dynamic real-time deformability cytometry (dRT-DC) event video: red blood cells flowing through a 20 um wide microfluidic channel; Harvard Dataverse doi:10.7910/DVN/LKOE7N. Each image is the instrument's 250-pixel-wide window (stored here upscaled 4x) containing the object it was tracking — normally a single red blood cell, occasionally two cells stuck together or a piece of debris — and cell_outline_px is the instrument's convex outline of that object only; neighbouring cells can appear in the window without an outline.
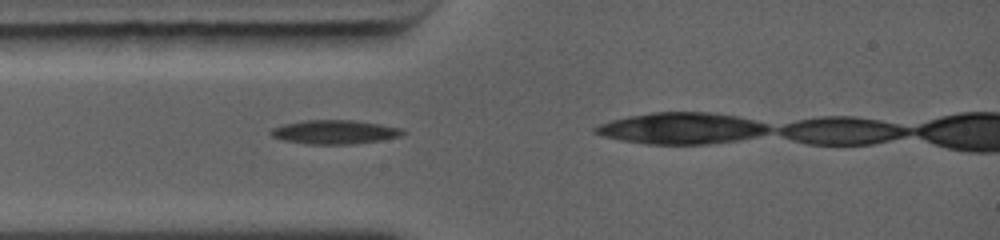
{"species": "common noctule bat (a hibernating species)", "species_latin": "Nyctalus noctula", "temperature_condition": "warm", "stored_images_in_passage": 3, "camera_frame_rate_fps": 5000, "um_per_image_px": 0.085, "animal": {"sex": "female", "body_mass_g": 19.0, "forearm_length_mm": 56.7}, "frame": {"image": 1, "passage_image": 1, "time_ms": 0.0, "image_size_px": [1000, 240], "cell_outline_px": [[408, 132], [400, 136], [380, 140], [352, 144], [304, 144], [284, 140], [272, 136], [268, 132], [272, 128], [284, 124], [304, 120], [356, 120], [380, 124], [400, 128]], "centroid_in_image_um": [28.44, 11.22], "position_along_channel_um": 56.6, "area_um2": 18.44}}
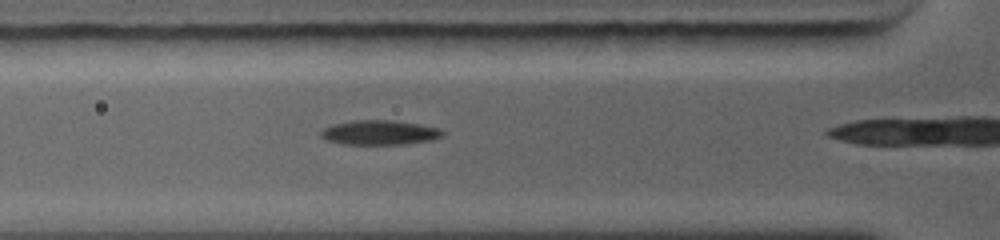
{"frame": {"image": 2, "passage_image": 3, "time_ms": 0.8, "image_size_px": [1000, 240], "cell_outline_px": [[444, 136], [432, 140], [404, 144], [344, 144], [328, 140], [320, 136], [320, 132], [324, 128], [332, 124], [352, 120], [392, 120], [440, 128], [444, 132]], "centroid_in_image_um": [32.27, 11.26], "position_along_channel_um": 93.5, "area_um2": 17.4}}